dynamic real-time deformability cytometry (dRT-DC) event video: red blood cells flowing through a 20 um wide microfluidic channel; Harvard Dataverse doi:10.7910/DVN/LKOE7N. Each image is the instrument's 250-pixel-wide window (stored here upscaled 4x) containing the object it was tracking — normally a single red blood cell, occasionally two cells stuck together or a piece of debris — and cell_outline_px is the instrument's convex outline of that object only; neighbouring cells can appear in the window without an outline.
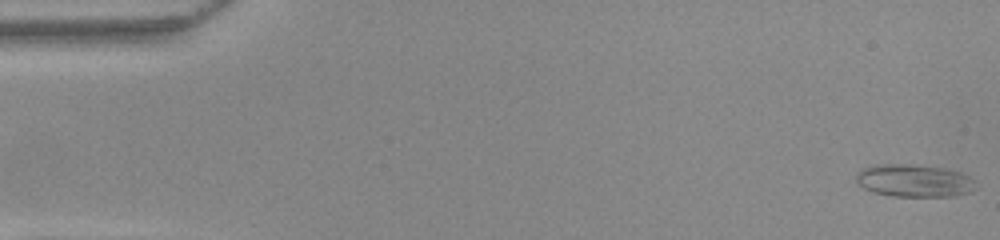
{"species": "common noctule bat (a hibernating species)", "species_latin": "Nyctalus noctula", "temperature_condition": "warm", "stored_images_in_passage": 51, "camera_frame_rate_fps": 3000, "um_per_image_px": 0.085, "animal": {"sex": "female", "body_mass_g": 22.0, "forearm_length_mm": 56.7}, "frame": {"image": 1, "passage_image": 1, "time_ms": 0.0, "image_size_px": [1000, 240], "cell_outline_px": [[976, 188], [968, 192], [952, 196], [892, 196], [872, 192], [864, 188], [856, 180], [856, 172], [872, 164], [916, 164], [944, 168], [960, 172], [968, 176], [972, 180]], "centroid_in_image_um": [77.65, 15.34], "position_along_channel_um": 7.3, "area_um2": 22.72}}
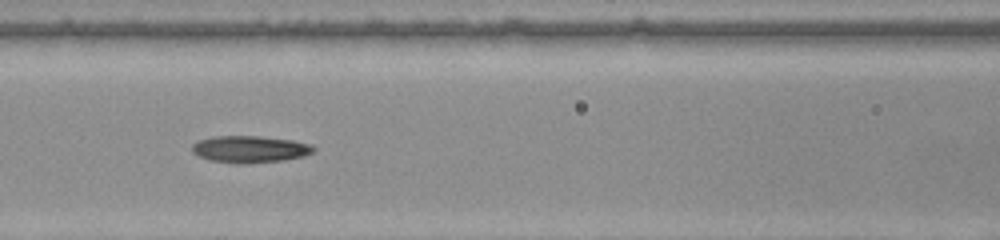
{"frame": {"image": 2, "passage_image": 22, "time_ms": 7.0, "image_size_px": [1000, 240], "cell_outline_px": [[316, 148], [312, 152], [304, 156], [284, 160], [244, 164], [236, 164], [208, 160], [192, 152], [192, 144], [196, 140], [212, 136], [260, 136], [292, 140], [312, 144]], "centroid_in_image_um": [21.22, 12.68], "position_along_channel_um": 145.4, "area_um2": 19.31}}
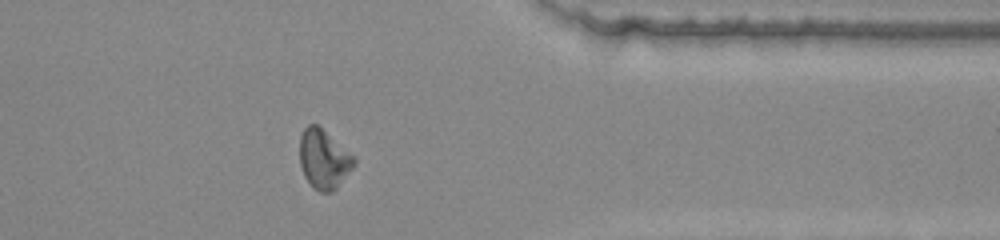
{"frame": {"image": 3, "passage_image": 41, "time_ms": 13.333, "image_size_px": [1000, 240], "cell_outline_px": [[356, 164], [336, 188], [332, 192], [320, 192], [312, 188], [304, 176], [300, 164], [300, 136], [304, 128], [308, 124], [316, 124], [356, 156]], "centroid_in_image_um": [27.53, 13.54], "position_along_channel_um": 383.9, "area_um2": 18.9}}